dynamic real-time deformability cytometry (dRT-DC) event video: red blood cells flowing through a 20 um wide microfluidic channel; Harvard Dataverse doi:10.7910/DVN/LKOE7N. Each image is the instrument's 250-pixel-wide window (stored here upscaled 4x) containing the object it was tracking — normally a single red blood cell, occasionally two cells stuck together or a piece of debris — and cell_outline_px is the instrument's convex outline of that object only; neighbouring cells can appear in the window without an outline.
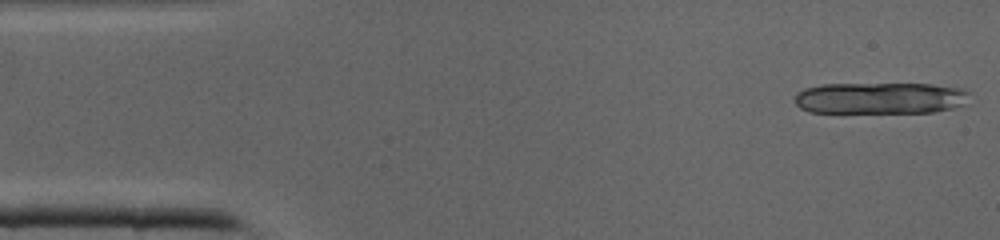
{"species": "common noctule bat (a hibernating species)", "species_latin": "Nyctalus noctula", "temperature_condition": "cold", "stored_images_in_passage": 11, "camera_frame_rate_fps": 3000, "um_per_image_px": 0.085, "animal": {"sex": "male", "body_mass_g": 19.0, "forearm_length_mm": 50.8}, "frame": {"image": 1, "passage_image": 1, "time_ms": 0.0, "image_size_px": [1000, 240], "cell_outline_px": [[968, 92], [964, 104], [952, 108], [932, 112], [808, 112], [800, 108], [792, 100], [796, 92], [804, 88], [824, 84], [932, 84], [960, 88]], "centroid_in_image_um": [74.73, 8.33], "position_along_channel_um": 10.3, "area_um2": 32.08}}